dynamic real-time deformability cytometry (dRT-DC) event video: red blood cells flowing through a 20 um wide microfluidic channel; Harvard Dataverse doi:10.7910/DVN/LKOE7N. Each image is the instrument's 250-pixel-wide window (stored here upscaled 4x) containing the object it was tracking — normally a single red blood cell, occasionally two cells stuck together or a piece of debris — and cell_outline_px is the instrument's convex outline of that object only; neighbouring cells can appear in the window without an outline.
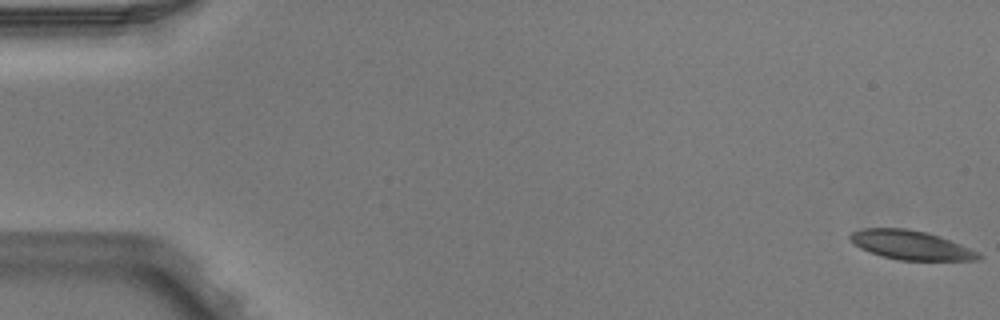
{"species": "Egyptian fruit bat (a non-hibernating species)", "species_latin": "Rousettus aegyptiacus", "temperature_condition": "warm", "stored_images_in_passage": 5, "camera_frame_rate_fps": 3000, "um_per_image_px": 0.085, "animal": {"sex": "male"}, "frame": {"image": 1, "passage_image": 1, "time_ms": 0.0, "image_size_px": [1000, 320], "cell_outline_px": [[984, 256], [980, 260], [896, 260], [880, 256], [860, 248], [848, 236], [852, 232], [864, 228], [908, 228], [928, 232], [960, 244], [980, 252]], "centroid_in_image_um": [77.46, 20.83], "position_along_channel_um": 7.5, "area_um2": 21.85}}
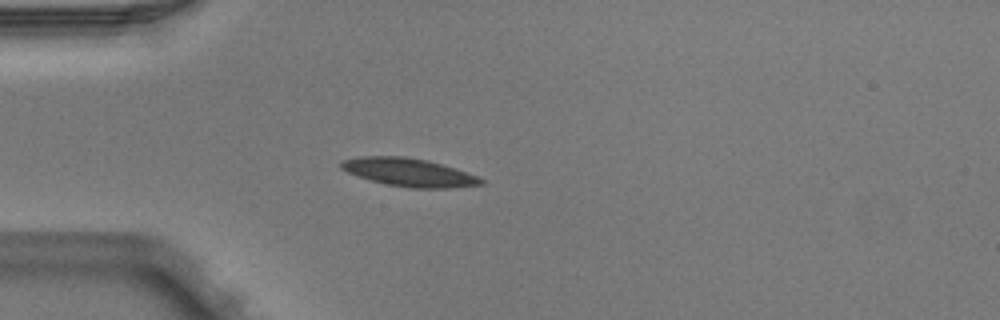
{"frame": {"image": 2, "passage_image": 5, "time_ms": 1.333, "image_size_px": [1000, 320], "cell_outline_px": [[484, 184], [448, 188], [408, 188], [388, 184], [372, 180], [348, 172], [340, 168], [340, 160], [356, 156], [404, 156], [428, 160], [456, 168], [476, 176], [484, 180]], "centroid_in_image_um": [34.74, 14.63], "position_along_channel_um": 50.3, "area_um2": 22.89}}